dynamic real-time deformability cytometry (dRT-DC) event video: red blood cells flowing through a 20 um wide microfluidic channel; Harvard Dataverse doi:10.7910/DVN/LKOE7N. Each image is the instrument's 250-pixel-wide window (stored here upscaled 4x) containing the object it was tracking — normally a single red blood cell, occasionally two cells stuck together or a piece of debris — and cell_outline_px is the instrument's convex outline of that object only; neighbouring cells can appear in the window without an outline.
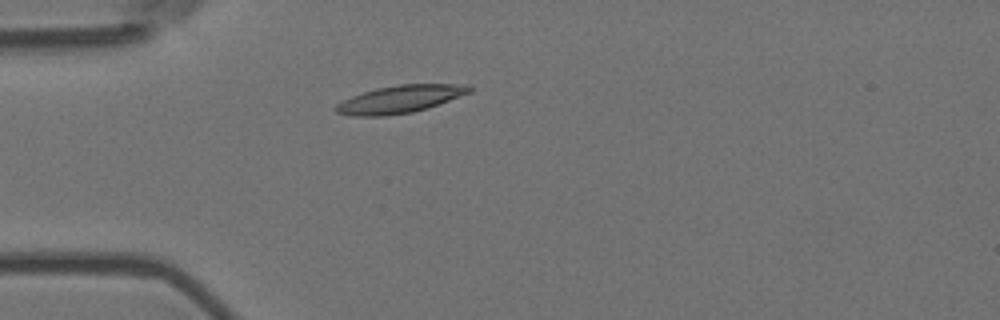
{"species": "Egyptian fruit bat (a non-hibernating species)", "species_latin": "Rousettus aegyptiacus", "temperature_condition": "room temperature", "stored_images_in_passage": 4, "camera_frame_rate_fps": 3000, "um_per_image_px": 0.085, "animal": {"sex": "female"}, "frame": {"image": 1, "passage_image": 3, "time_ms": 0.667, "image_size_px": [1000, 320], "cell_outline_px": [[472, 92], [428, 108], [412, 112], [384, 116], [352, 116], [336, 112], [332, 108], [336, 104], [352, 96], [376, 88], [400, 84], [468, 84], [472, 88]], "centroid_in_image_um": [34.01, 8.43], "position_along_channel_um": 51.0, "area_um2": 21.5}}